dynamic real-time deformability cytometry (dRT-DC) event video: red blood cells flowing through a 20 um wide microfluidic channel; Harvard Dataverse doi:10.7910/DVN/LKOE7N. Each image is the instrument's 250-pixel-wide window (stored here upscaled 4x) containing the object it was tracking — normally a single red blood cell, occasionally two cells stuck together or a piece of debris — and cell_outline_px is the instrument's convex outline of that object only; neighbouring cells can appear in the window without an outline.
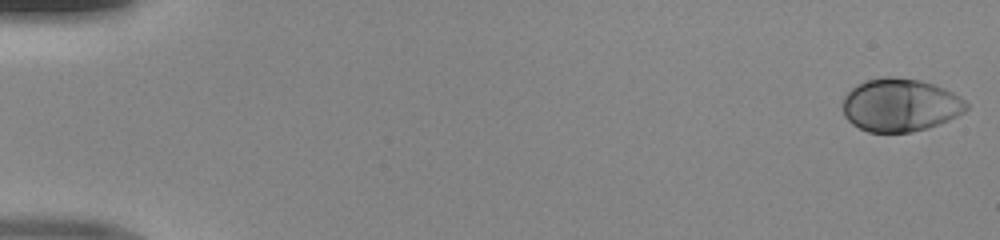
{"species": "human", "species_latin": "Homo sapiens", "temperature_condition": "room temperature", "stored_images_in_passage": 49, "camera_frame_rate_fps": 3000, "um_per_image_px": 0.085, "donor": {"sex": "male"}, "frame": {"image": 1, "passage_image": 1, "time_ms": 0.0, "image_size_px": [1000, 240], "cell_outline_px": [[968, 108], [964, 112], [940, 124], [928, 128], [912, 132], [868, 132], [852, 124], [844, 116], [844, 96], [856, 84], [864, 80], [884, 76], [892, 76], [920, 80], [944, 88], [960, 96], [968, 104]], "centroid_in_image_um": [76.52, 8.92], "position_along_channel_um": 8.5, "area_um2": 38.32}}
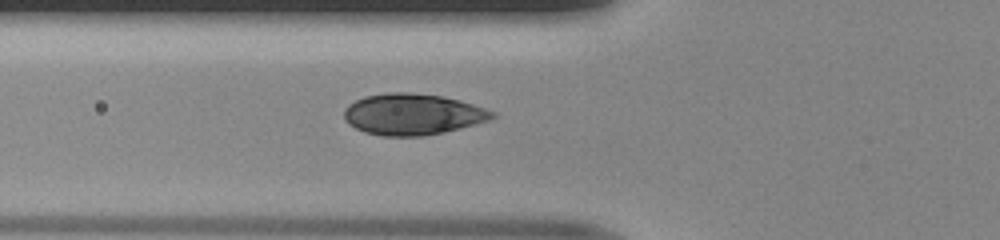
{"frame": {"image": 2, "passage_image": 19, "time_ms": 6.0, "image_size_px": [1000, 240], "cell_outline_px": [[496, 116], [488, 120], [460, 128], [444, 132], [424, 136], [380, 136], [364, 132], [348, 124], [344, 120], [344, 108], [348, 104], [364, 96], [388, 92], [408, 92], [440, 96], [460, 100], [496, 112]], "centroid_in_image_um": [35.03, 9.72], "position_along_channel_um": 90.8, "area_um2": 35.66}}
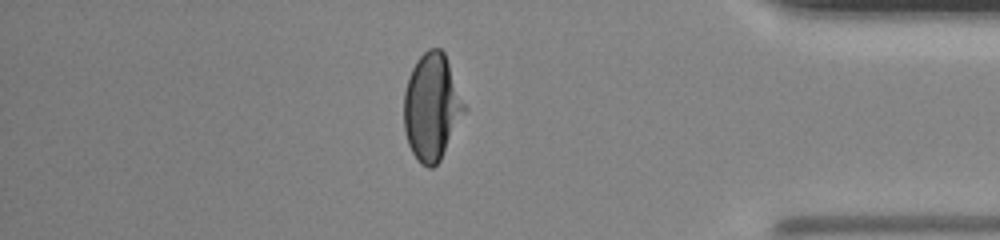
{"frame": {"image": 3, "passage_image": 43, "time_ms": 14.0, "image_size_px": [1000, 240], "cell_outline_px": [[468, 108], [440, 160], [432, 168], [428, 168], [420, 164], [412, 152], [408, 144], [404, 132], [404, 92], [408, 76], [416, 60], [428, 48], [440, 48], [444, 52]], "centroid_in_image_um": [36.71, 9.1], "position_along_channel_um": 398.5, "area_um2": 37.92}}